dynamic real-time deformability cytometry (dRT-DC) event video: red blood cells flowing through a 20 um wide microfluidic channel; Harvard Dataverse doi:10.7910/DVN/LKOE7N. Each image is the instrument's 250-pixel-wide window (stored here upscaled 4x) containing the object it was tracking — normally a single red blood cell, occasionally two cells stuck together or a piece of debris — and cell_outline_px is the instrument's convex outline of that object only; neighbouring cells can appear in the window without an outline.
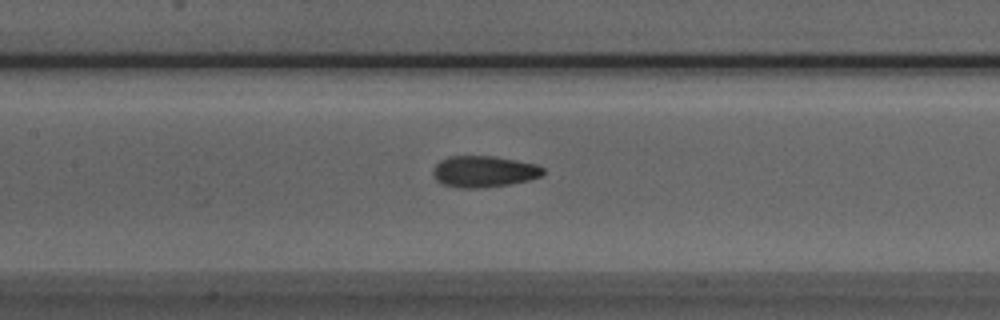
{"species": "Egyptian fruit bat (a non-hibernating species)", "species_latin": "Rousettus aegyptiacus", "temperature_condition": "room temperature", "stored_images_in_passage": 41, "camera_frame_rate_fps": 3000, "um_per_image_px": 0.085, "animal": {"sex": "male"}, "frame": {"image": 1, "passage_image": 18, "time_ms": 5.667, "image_size_px": [1000, 320], "cell_outline_px": [[544, 172], [540, 176], [528, 180], [508, 184], [484, 188], [456, 188], [444, 184], [436, 180], [432, 172], [432, 168], [440, 160], [448, 156], [496, 156], [536, 164], [544, 168]], "centroid_in_image_um": [41.1, 14.57], "position_along_channel_um": 166.3, "area_um2": 20.23}}
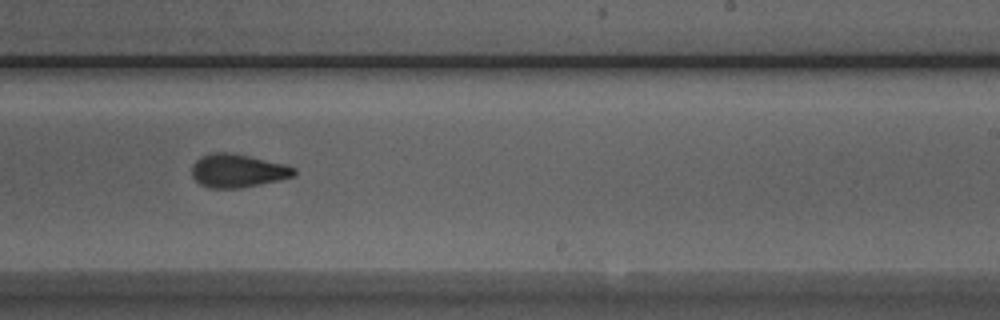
{"frame": {"image": 2, "passage_image": 26, "time_ms": 8.333, "image_size_px": [1000, 320], "cell_outline_px": [[296, 176], [240, 188], [208, 188], [200, 184], [192, 176], [192, 164], [200, 156], [212, 152], [232, 152], [284, 164], [296, 168]], "centroid_in_image_um": [20.18, 14.5], "position_along_channel_um": 268.8, "area_um2": 19.94}}
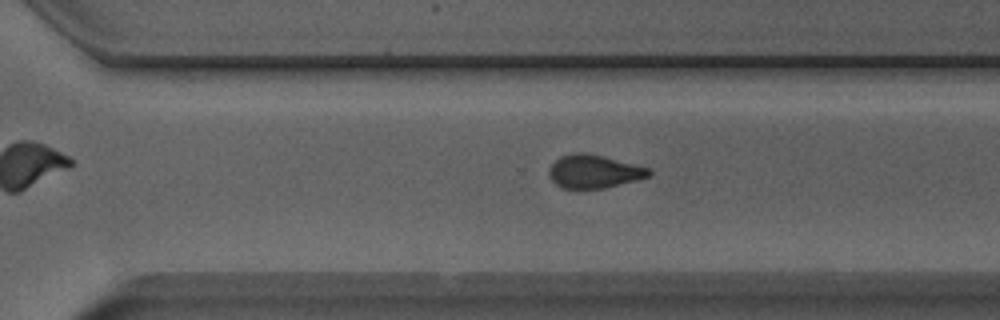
{"frame": {"image": 3, "passage_image": 30, "time_ms": 9.667, "image_size_px": [1000, 320], "cell_outline_px": [[652, 172], [648, 176], [636, 180], [604, 188], [580, 192], [564, 188], [556, 184], [548, 176], [548, 168], [560, 156], [576, 152], [580, 152], [604, 156], [648, 168]], "centroid_in_image_um": [50.42, 14.61], "position_along_channel_um": 320.2, "area_um2": 19.71}}